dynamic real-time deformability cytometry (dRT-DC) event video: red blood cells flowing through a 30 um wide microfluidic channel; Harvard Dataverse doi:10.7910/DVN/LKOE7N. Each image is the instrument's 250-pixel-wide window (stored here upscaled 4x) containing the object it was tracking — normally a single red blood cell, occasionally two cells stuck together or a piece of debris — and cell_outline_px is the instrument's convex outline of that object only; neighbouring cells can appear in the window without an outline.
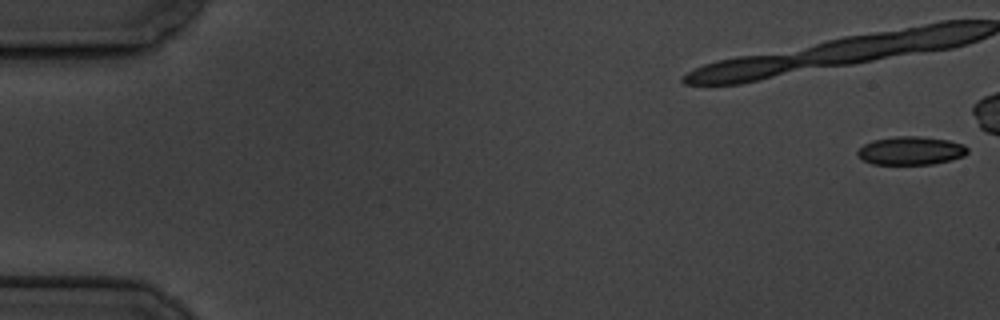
{"species": "common noctule bat (a hibernating species)", "species_latin": "Nyctalus noctula", "temperature_condition": "cold", "stored_images_in_passage": 33, "camera_frame_rate_fps": 3000, "um_per_image_px": 0.085, "animal": {"sex": "male", "body_mass_g": 19.5, "forearm_length_mm": 54.6}, "frame": {"image": 1, "passage_image": 1, "time_ms": 0.0, "image_size_px": [1000, 320], "cell_outline_px": [[968, 152], [964, 156], [952, 160], [932, 164], [872, 164], [856, 156], [856, 152], [864, 144], [872, 140], [896, 136], [920, 136], [948, 140], [964, 144], [968, 148]], "centroid_in_image_um": [77.42, 12.8], "position_along_channel_um": 7.6, "area_um2": 18.32}}